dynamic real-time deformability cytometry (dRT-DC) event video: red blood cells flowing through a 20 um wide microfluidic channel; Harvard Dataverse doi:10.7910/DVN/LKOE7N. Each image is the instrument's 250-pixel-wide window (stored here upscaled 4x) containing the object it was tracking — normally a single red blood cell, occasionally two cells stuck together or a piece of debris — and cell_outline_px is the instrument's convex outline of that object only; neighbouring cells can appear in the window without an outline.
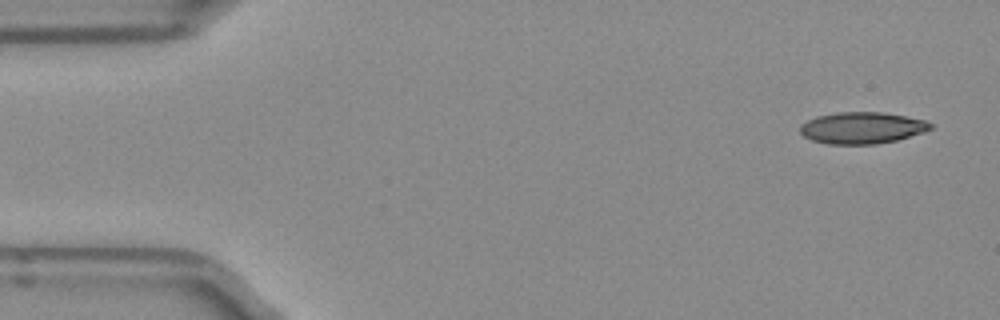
{"species": "Egyptian fruit bat (a non-hibernating species)", "species_latin": "Rousettus aegyptiacus", "temperature_condition": "room temperature", "stored_images_in_passage": 49, "camera_frame_rate_fps": 3000, "um_per_image_px": 0.085, "frame": {"image": 1, "passage_image": 1, "time_ms": 0.0, "image_size_px": [1000, 320], "cell_outline_px": [[932, 128], [924, 132], [896, 140], [876, 144], [828, 144], [812, 140], [804, 136], [800, 132], [800, 124], [816, 116], [840, 112], [880, 112], [904, 116], [924, 120], [932, 124]], "centroid_in_image_um": [73.25, 10.87], "position_along_channel_um": 11.8, "area_um2": 23.87}}
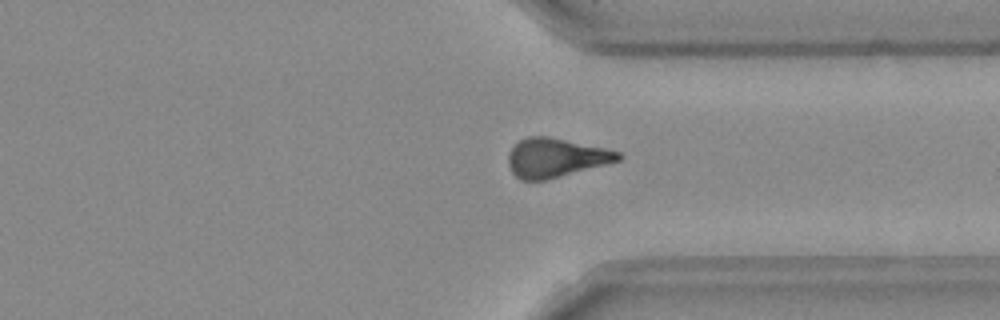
{"frame": {"image": 2, "passage_image": 36, "time_ms": 11.667, "image_size_px": [1000, 320], "cell_outline_px": [[624, 156], [620, 160], [560, 176], [544, 180], [520, 180], [512, 172], [508, 164], [508, 152], [520, 140], [528, 136], [548, 136], [604, 148], [620, 152]], "centroid_in_image_um": [47.21, 13.4], "position_along_channel_um": 364.2, "area_um2": 24.68}}
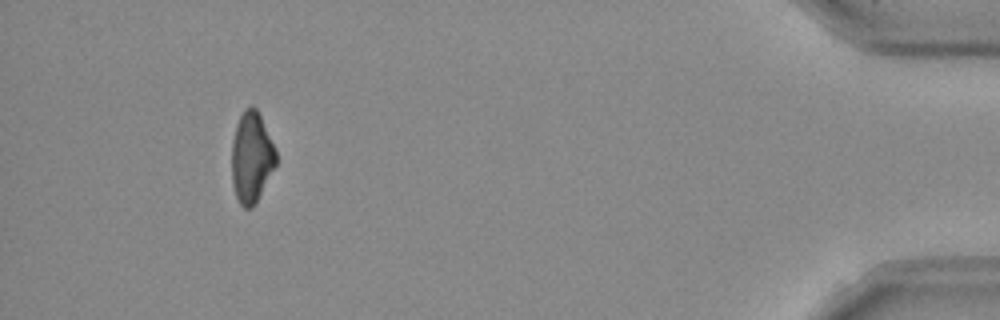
{"frame": {"image": 3, "passage_image": 45, "time_ms": 14.667, "image_size_px": [1000, 320], "cell_outline_px": [[276, 164], [252, 208], [244, 208], [240, 204], [236, 196], [232, 184], [232, 140], [236, 124], [244, 108], [252, 104], [256, 108], [276, 148]], "centroid_in_image_um": [21.36, 13.34], "position_along_channel_um": 413.8, "area_um2": 23.29}, "authors_computed_cell_mechanics": {"area_um2": 24.9118, "velocity_mm_per_s": 3.9736, "shape_relaxation_time_tau1_ms": null, "shape_relaxation_time_tau2_ms": 6.4442, "deformation_change_tau1": null, "deformation_change_tau2": 0.1767}}